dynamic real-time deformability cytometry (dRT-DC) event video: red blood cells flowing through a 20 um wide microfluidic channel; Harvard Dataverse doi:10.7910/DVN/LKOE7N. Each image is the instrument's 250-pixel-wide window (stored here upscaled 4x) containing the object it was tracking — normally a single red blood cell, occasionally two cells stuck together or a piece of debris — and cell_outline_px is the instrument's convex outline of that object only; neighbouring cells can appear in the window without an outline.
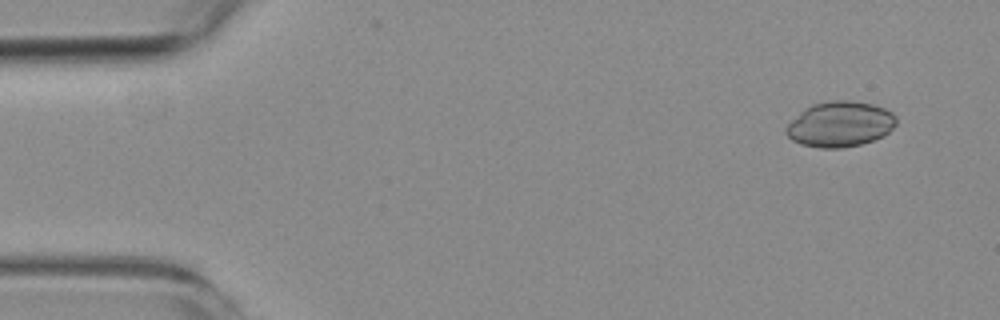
{"species": "common noctule bat (a hibernating species)", "species_latin": "Nyctalus noctula", "temperature_condition": "room temperature", "stored_images_in_passage": 4, "camera_frame_rate_fps": 3000, "um_per_image_px": 0.085, "animal": {"sex": "female", "body_mass_g": 19.3, "forearm_length_mm": 54.1}, "frame": {"image": 1, "passage_image": 1, "time_ms": 0.0, "image_size_px": [1000, 320], "cell_outline_px": [[896, 124], [884, 136], [860, 144], [840, 148], [820, 148], [800, 144], [792, 140], [784, 132], [784, 128], [804, 108], [812, 104], [832, 100], [848, 100], [872, 104], [884, 108], [892, 112], [896, 116]], "centroid_in_image_um": [71.39, 10.55], "position_along_channel_um": 13.6, "area_um2": 29.19}}
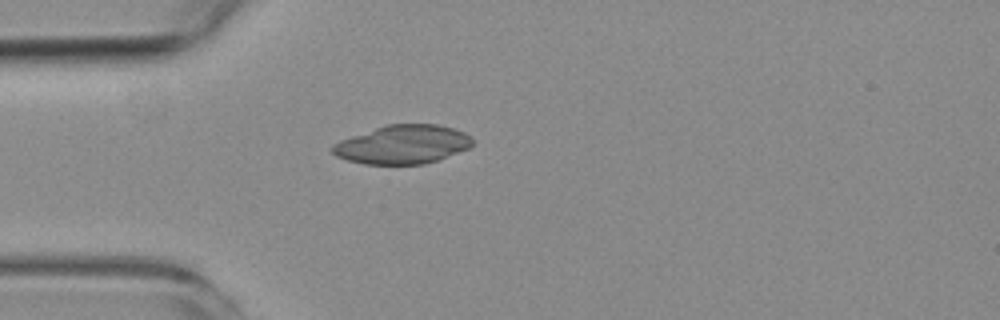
{"frame": {"image": 2, "passage_image": 4, "time_ms": 3.667, "image_size_px": [1000, 320], "cell_outline_px": [[472, 144], [468, 148], [436, 160], [424, 164], [364, 164], [348, 160], [336, 156], [332, 152], [332, 144], [340, 140], [388, 124], [436, 124], [452, 128], [464, 132], [472, 136]], "centroid_in_image_um": [34.22, 12.28], "position_along_channel_um": 50.8, "area_um2": 31.27}}